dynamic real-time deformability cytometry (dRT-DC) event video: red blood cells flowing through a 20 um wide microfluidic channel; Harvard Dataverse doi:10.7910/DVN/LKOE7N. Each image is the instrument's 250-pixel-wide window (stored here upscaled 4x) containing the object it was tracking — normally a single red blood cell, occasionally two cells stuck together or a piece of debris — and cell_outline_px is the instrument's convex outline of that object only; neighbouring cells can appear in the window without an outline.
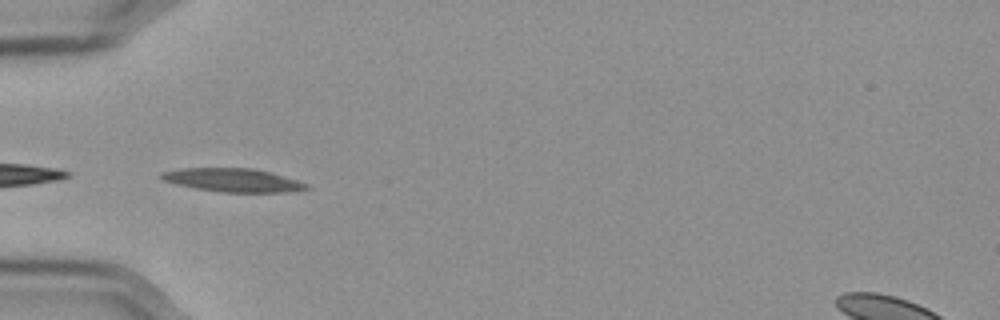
{"species": "Egyptian fruit bat (a non-hibernating species)", "species_latin": "Rousettus aegyptiacus", "temperature_condition": "cold", "stored_images_in_passage": 30, "camera_frame_rate_fps": 3000, "um_per_image_px": 0.085, "frame": {"image": 1, "passage_image": 1, "time_ms": 0.0, "image_size_px": [1000, 320], "cell_outline_px": [[312, 188], [288, 192], [224, 192], [196, 188], [176, 184], [164, 180], [160, 176], [160, 172], [180, 168], [252, 168], [268, 172], [296, 180], [308, 184]], "centroid_in_image_um": [19.79, 15.31], "position_along_channel_um": 65.2, "area_um2": 19.59}}
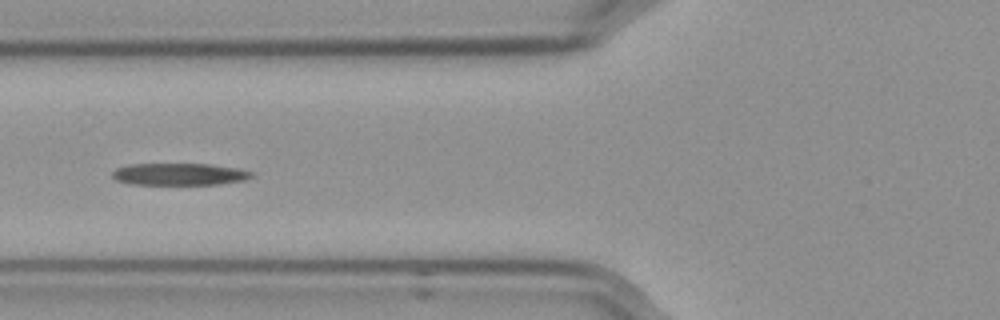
{"frame": {"image": 2, "passage_image": 5, "time_ms": 1.333, "image_size_px": [1000, 320], "cell_outline_px": [[256, 176], [244, 180], [220, 184], [132, 184], [116, 180], [112, 176], [112, 172], [116, 168], [132, 164], [208, 164], [236, 168], [252, 172]], "centroid_in_image_um": [15.26, 14.8], "position_along_channel_um": 110.5, "area_um2": 17.74}}